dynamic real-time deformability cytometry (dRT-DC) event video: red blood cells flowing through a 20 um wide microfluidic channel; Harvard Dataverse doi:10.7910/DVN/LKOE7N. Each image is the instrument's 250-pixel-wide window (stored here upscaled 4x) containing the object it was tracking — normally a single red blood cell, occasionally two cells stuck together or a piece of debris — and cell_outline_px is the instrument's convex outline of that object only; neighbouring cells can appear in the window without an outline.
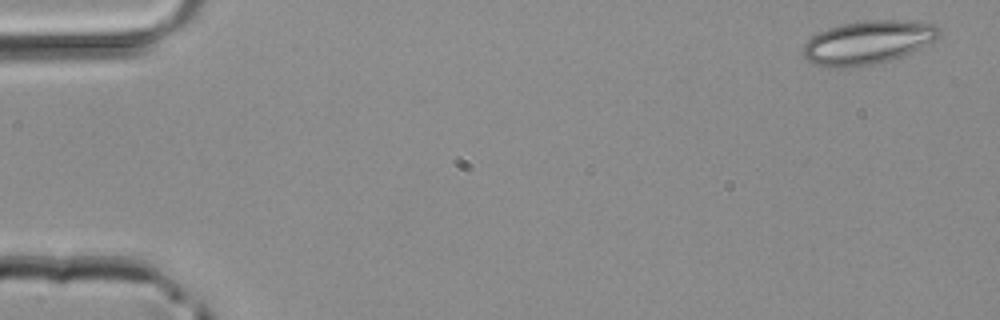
{"species": "common noctule bat (a hibernating species)", "species_latin": "Nyctalus noctula", "temperature_condition": "room temperature", "stored_images_in_passage": 5, "camera_frame_rate_fps": 3000, "um_per_image_px": 0.085, "animal": {"sex": "male", "body_mass_g": 20.4}, "frame": {"image": 1, "passage_image": 1, "time_ms": 0.0, "image_size_px": [1000, 320], "cell_outline_px": [[940, 36], [936, 40], [920, 48], [900, 56], [888, 60], [872, 64], [844, 68], [828, 68], [812, 64], [804, 56], [804, 44], [812, 36], [828, 28], [840, 24], [864, 20], [904, 20], [932, 24], [940, 28]], "centroid_in_image_um": [73.75, 3.6], "position_along_channel_um": 11.2, "area_um2": 34.39}}